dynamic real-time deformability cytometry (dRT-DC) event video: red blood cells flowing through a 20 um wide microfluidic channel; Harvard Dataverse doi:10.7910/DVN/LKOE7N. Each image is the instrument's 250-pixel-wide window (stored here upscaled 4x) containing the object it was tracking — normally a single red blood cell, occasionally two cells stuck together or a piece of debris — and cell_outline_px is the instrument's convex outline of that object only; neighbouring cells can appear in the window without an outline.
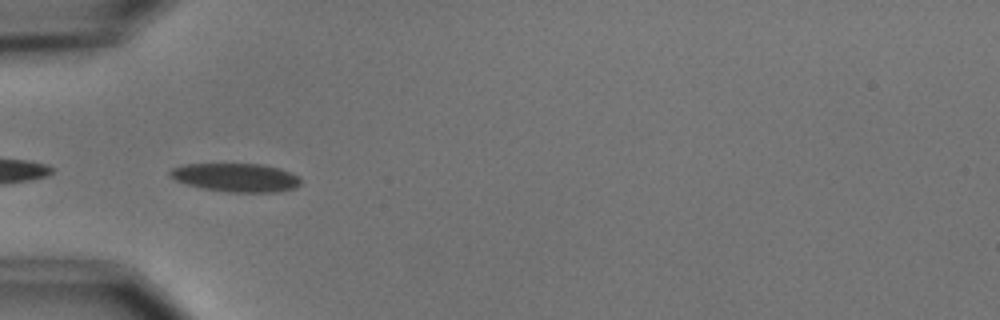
{"species": "common noctule bat (a hibernating species)", "species_latin": "Nyctalus noctula", "temperature_condition": "cold", "stored_images_in_passage": 7, "camera_frame_rate_fps": 3000, "um_per_image_px": 0.085, "animal": {"sex": "male", "body_mass_g": 15.6}, "frame": {"image": 1, "passage_image": 5, "time_ms": 4.333, "image_size_px": [1000, 320], "cell_outline_px": [[300, 184], [296, 188], [276, 192], [232, 192], [204, 188], [184, 184], [168, 176], [168, 172], [172, 168], [184, 164], [260, 164], [280, 168], [300, 176]], "centroid_in_image_um": [20.05, 15.08], "position_along_channel_um": 64.9, "area_um2": 21.79}}
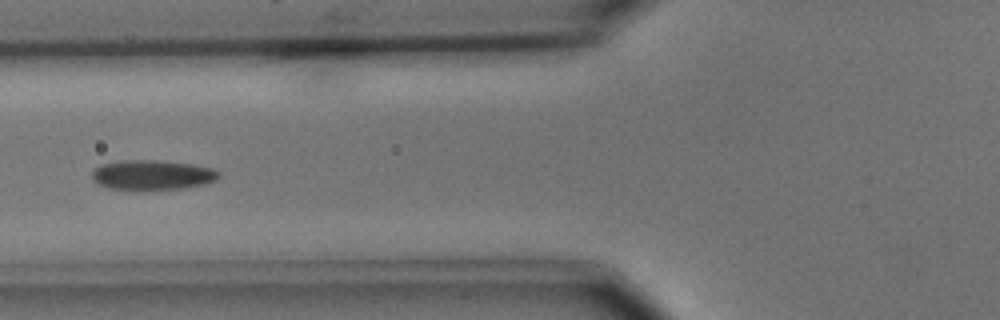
{"frame": {"image": 2, "passage_image": 6, "time_ms": 5.667, "image_size_px": [1000, 320], "cell_outline_px": [[220, 176], [216, 180], [204, 184], [184, 188], [108, 188], [92, 180], [92, 172], [96, 168], [104, 164], [120, 160], [152, 160], [192, 164], [216, 168], [220, 172]], "centroid_in_image_um": [13.0, 14.84], "position_along_channel_um": 112.8, "area_um2": 21.56}}
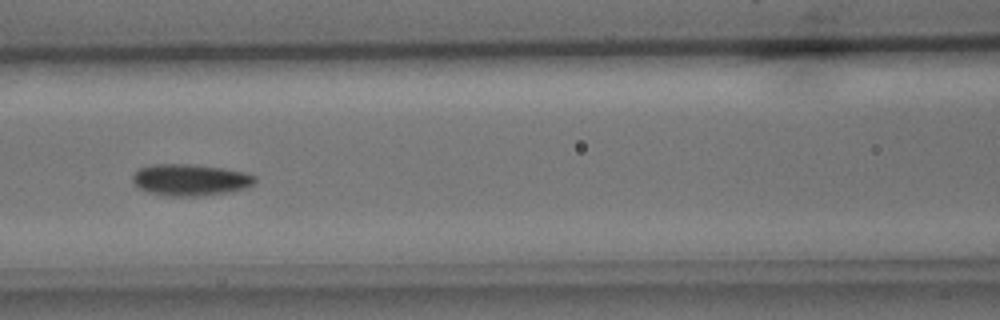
{"frame": {"image": 3, "passage_image": 7, "time_ms": 6.667, "image_size_px": [1000, 320], "cell_outline_px": [[256, 180], [252, 184], [244, 188], [232, 192], [200, 196], [172, 196], [148, 192], [140, 188], [132, 180], [132, 176], [140, 168], [152, 164], [188, 164], [224, 168], [244, 172], [256, 176]], "centroid_in_image_um": [16.19, 15.29], "position_along_channel_um": 150.4, "area_um2": 22.43}}